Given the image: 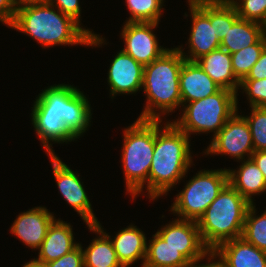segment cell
<instances>
[{
  "label": "cell",
  "instance_id": "6da1fadb",
  "mask_svg": "<svg viewBox=\"0 0 266 267\" xmlns=\"http://www.w3.org/2000/svg\"><path fill=\"white\" fill-rule=\"evenodd\" d=\"M8 27L35 39L42 49L60 45L93 48L107 44L101 35L84 28L49 3L17 6L15 17Z\"/></svg>",
  "mask_w": 266,
  "mask_h": 267
},
{
  "label": "cell",
  "instance_id": "7a4b0ae2",
  "mask_svg": "<svg viewBox=\"0 0 266 267\" xmlns=\"http://www.w3.org/2000/svg\"><path fill=\"white\" fill-rule=\"evenodd\" d=\"M155 120V147L148 178V198L167 195L193 164L190 137L172 121Z\"/></svg>",
  "mask_w": 266,
  "mask_h": 267
},
{
  "label": "cell",
  "instance_id": "3957f363",
  "mask_svg": "<svg viewBox=\"0 0 266 267\" xmlns=\"http://www.w3.org/2000/svg\"><path fill=\"white\" fill-rule=\"evenodd\" d=\"M185 60L176 46L144 66L142 92L146 104L138 119L163 121V116L182 106L179 76Z\"/></svg>",
  "mask_w": 266,
  "mask_h": 267
},
{
  "label": "cell",
  "instance_id": "277c9868",
  "mask_svg": "<svg viewBox=\"0 0 266 267\" xmlns=\"http://www.w3.org/2000/svg\"><path fill=\"white\" fill-rule=\"evenodd\" d=\"M250 205L228 183L197 222L204 245L215 250L225 241L240 238Z\"/></svg>",
  "mask_w": 266,
  "mask_h": 267
},
{
  "label": "cell",
  "instance_id": "5b68a950",
  "mask_svg": "<svg viewBox=\"0 0 266 267\" xmlns=\"http://www.w3.org/2000/svg\"><path fill=\"white\" fill-rule=\"evenodd\" d=\"M122 134L121 163L126 193L132 200L145 192L148 197V178L155 147V120L137 118L124 128Z\"/></svg>",
  "mask_w": 266,
  "mask_h": 267
},
{
  "label": "cell",
  "instance_id": "8992f818",
  "mask_svg": "<svg viewBox=\"0 0 266 267\" xmlns=\"http://www.w3.org/2000/svg\"><path fill=\"white\" fill-rule=\"evenodd\" d=\"M31 113L59 116L68 131L79 139L91 126V104L84 92L71 84H54L41 90Z\"/></svg>",
  "mask_w": 266,
  "mask_h": 267
},
{
  "label": "cell",
  "instance_id": "52a82bcc",
  "mask_svg": "<svg viewBox=\"0 0 266 267\" xmlns=\"http://www.w3.org/2000/svg\"><path fill=\"white\" fill-rule=\"evenodd\" d=\"M183 107V108H182ZM181 107L178 119L171 120L189 137L192 134L214 133L215 137L227 120L237 111V94L221 88L213 95Z\"/></svg>",
  "mask_w": 266,
  "mask_h": 267
},
{
  "label": "cell",
  "instance_id": "ba28073f",
  "mask_svg": "<svg viewBox=\"0 0 266 267\" xmlns=\"http://www.w3.org/2000/svg\"><path fill=\"white\" fill-rule=\"evenodd\" d=\"M176 194L170 210L177 218L198 222L209 205L229 183L227 168L197 171Z\"/></svg>",
  "mask_w": 266,
  "mask_h": 267
},
{
  "label": "cell",
  "instance_id": "9c48e42d",
  "mask_svg": "<svg viewBox=\"0 0 266 267\" xmlns=\"http://www.w3.org/2000/svg\"><path fill=\"white\" fill-rule=\"evenodd\" d=\"M237 110L212 137L204 155H228L237 162L249 159L254 152L252 136L246 119ZM247 155V156H246Z\"/></svg>",
  "mask_w": 266,
  "mask_h": 267
},
{
  "label": "cell",
  "instance_id": "30bf717a",
  "mask_svg": "<svg viewBox=\"0 0 266 267\" xmlns=\"http://www.w3.org/2000/svg\"><path fill=\"white\" fill-rule=\"evenodd\" d=\"M191 16V31L188 38V53L182 45L177 49L188 61H196L203 55L220 48V40L214 30V23H210V0L188 1Z\"/></svg>",
  "mask_w": 266,
  "mask_h": 267
},
{
  "label": "cell",
  "instance_id": "8fae6325",
  "mask_svg": "<svg viewBox=\"0 0 266 267\" xmlns=\"http://www.w3.org/2000/svg\"><path fill=\"white\" fill-rule=\"evenodd\" d=\"M47 156L50 158L52 173L61 196L77 212L86 226L97 224L99 221L78 172H74L57 154Z\"/></svg>",
  "mask_w": 266,
  "mask_h": 267
},
{
  "label": "cell",
  "instance_id": "7c38bea8",
  "mask_svg": "<svg viewBox=\"0 0 266 267\" xmlns=\"http://www.w3.org/2000/svg\"><path fill=\"white\" fill-rule=\"evenodd\" d=\"M160 23L154 22H125L120 36L125 51L143 66L150 64L169 48L160 46L159 40L153 32Z\"/></svg>",
  "mask_w": 266,
  "mask_h": 267
},
{
  "label": "cell",
  "instance_id": "4fadbf2b",
  "mask_svg": "<svg viewBox=\"0 0 266 267\" xmlns=\"http://www.w3.org/2000/svg\"><path fill=\"white\" fill-rule=\"evenodd\" d=\"M157 233L191 263L203 258L209 251L201 239L198 223L195 221L175 218L165 226L162 225Z\"/></svg>",
  "mask_w": 266,
  "mask_h": 267
},
{
  "label": "cell",
  "instance_id": "5bb4252c",
  "mask_svg": "<svg viewBox=\"0 0 266 267\" xmlns=\"http://www.w3.org/2000/svg\"><path fill=\"white\" fill-rule=\"evenodd\" d=\"M144 66L122 49L117 52L108 69L110 97L135 94L142 90Z\"/></svg>",
  "mask_w": 266,
  "mask_h": 267
},
{
  "label": "cell",
  "instance_id": "9a60e30c",
  "mask_svg": "<svg viewBox=\"0 0 266 267\" xmlns=\"http://www.w3.org/2000/svg\"><path fill=\"white\" fill-rule=\"evenodd\" d=\"M55 219V215L46 207H34L19 213L9 231L24 245L38 250L46 237L49 226Z\"/></svg>",
  "mask_w": 266,
  "mask_h": 267
},
{
  "label": "cell",
  "instance_id": "2e32d148",
  "mask_svg": "<svg viewBox=\"0 0 266 267\" xmlns=\"http://www.w3.org/2000/svg\"><path fill=\"white\" fill-rule=\"evenodd\" d=\"M96 225L110 238L118 260L123 267H130L139 260H142L141 267H143L147 247L144 231L132 223L126 228L120 229L113 237L103 229L100 222Z\"/></svg>",
  "mask_w": 266,
  "mask_h": 267
},
{
  "label": "cell",
  "instance_id": "e0dca14e",
  "mask_svg": "<svg viewBox=\"0 0 266 267\" xmlns=\"http://www.w3.org/2000/svg\"><path fill=\"white\" fill-rule=\"evenodd\" d=\"M179 85L182 106L213 95L221 89L196 61L188 60L181 67Z\"/></svg>",
  "mask_w": 266,
  "mask_h": 267
},
{
  "label": "cell",
  "instance_id": "ac0fdd59",
  "mask_svg": "<svg viewBox=\"0 0 266 267\" xmlns=\"http://www.w3.org/2000/svg\"><path fill=\"white\" fill-rule=\"evenodd\" d=\"M72 229L67 221L55 219L49 226L46 237L38 249V258L35 259L45 264L75 249L79 242H75Z\"/></svg>",
  "mask_w": 266,
  "mask_h": 267
},
{
  "label": "cell",
  "instance_id": "d6986e66",
  "mask_svg": "<svg viewBox=\"0 0 266 267\" xmlns=\"http://www.w3.org/2000/svg\"><path fill=\"white\" fill-rule=\"evenodd\" d=\"M214 251L227 267H266V252L242 237L225 241Z\"/></svg>",
  "mask_w": 266,
  "mask_h": 267
},
{
  "label": "cell",
  "instance_id": "ffe728a7",
  "mask_svg": "<svg viewBox=\"0 0 266 267\" xmlns=\"http://www.w3.org/2000/svg\"><path fill=\"white\" fill-rule=\"evenodd\" d=\"M196 62L221 88L231 90L237 94L238 110L240 81L233 73L231 54L223 48H218L209 54L203 55Z\"/></svg>",
  "mask_w": 266,
  "mask_h": 267
},
{
  "label": "cell",
  "instance_id": "44dd1931",
  "mask_svg": "<svg viewBox=\"0 0 266 267\" xmlns=\"http://www.w3.org/2000/svg\"><path fill=\"white\" fill-rule=\"evenodd\" d=\"M240 162L241 165L237 167L238 169H227L229 183L250 204H255L252 196L261 195L266 192V179L251 158Z\"/></svg>",
  "mask_w": 266,
  "mask_h": 267
},
{
  "label": "cell",
  "instance_id": "7402d4cb",
  "mask_svg": "<svg viewBox=\"0 0 266 267\" xmlns=\"http://www.w3.org/2000/svg\"><path fill=\"white\" fill-rule=\"evenodd\" d=\"M31 122L47 155L55 154L52 147L53 143L67 144L76 141L59 116L47 115V113H31Z\"/></svg>",
  "mask_w": 266,
  "mask_h": 267
},
{
  "label": "cell",
  "instance_id": "603a6c76",
  "mask_svg": "<svg viewBox=\"0 0 266 267\" xmlns=\"http://www.w3.org/2000/svg\"><path fill=\"white\" fill-rule=\"evenodd\" d=\"M87 228L99 235L91 240L83 249L84 267H123L118 260L110 238L95 224L87 225Z\"/></svg>",
  "mask_w": 266,
  "mask_h": 267
},
{
  "label": "cell",
  "instance_id": "cb8c5ba5",
  "mask_svg": "<svg viewBox=\"0 0 266 267\" xmlns=\"http://www.w3.org/2000/svg\"><path fill=\"white\" fill-rule=\"evenodd\" d=\"M152 236V239L147 241L143 267H189L191 265L182 253L170 246L157 232Z\"/></svg>",
  "mask_w": 266,
  "mask_h": 267
},
{
  "label": "cell",
  "instance_id": "d4e9b609",
  "mask_svg": "<svg viewBox=\"0 0 266 267\" xmlns=\"http://www.w3.org/2000/svg\"><path fill=\"white\" fill-rule=\"evenodd\" d=\"M260 38L261 23L238 17L221 40L220 48L233 54L247 46L255 44Z\"/></svg>",
  "mask_w": 266,
  "mask_h": 267
},
{
  "label": "cell",
  "instance_id": "484cf974",
  "mask_svg": "<svg viewBox=\"0 0 266 267\" xmlns=\"http://www.w3.org/2000/svg\"><path fill=\"white\" fill-rule=\"evenodd\" d=\"M256 206L251 204L243 225L242 238L266 252V210L256 215Z\"/></svg>",
  "mask_w": 266,
  "mask_h": 267
},
{
  "label": "cell",
  "instance_id": "4316f807",
  "mask_svg": "<svg viewBox=\"0 0 266 267\" xmlns=\"http://www.w3.org/2000/svg\"><path fill=\"white\" fill-rule=\"evenodd\" d=\"M130 17L126 22L159 23L163 16L164 0H125Z\"/></svg>",
  "mask_w": 266,
  "mask_h": 267
},
{
  "label": "cell",
  "instance_id": "83f0119b",
  "mask_svg": "<svg viewBox=\"0 0 266 267\" xmlns=\"http://www.w3.org/2000/svg\"><path fill=\"white\" fill-rule=\"evenodd\" d=\"M238 17L236 9L228 0H210V23H214L220 41Z\"/></svg>",
  "mask_w": 266,
  "mask_h": 267
},
{
  "label": "cell",
  "instance_id": "f1b7e54d",
  "mask_svg": "<svg viewBox=\"0 0 266 267\" xmlns=\"http://www.w3.org/2000/svg\"><path fill=\"white\" fill-rule=\"evenodd\" d=\"M265 45L262 37L255 43L231 54L233 73L241 82L247 77L252 66L258 61Z\"/></svg>",
  "mask_w": 266,
  "mask_h": 267
},
{
  "label": "cell",
  "instance_id": "f546056e",
  "mask_svg": "<svg viewBox=\"0 0 266 267\" xmlns=\"http://www.w3.org/2000/svg\"><path fill=\"white\" fill-rule=\"evenodd\" d=\"M251 113L242 115L250 128L254 151L266 150V107H251Z\"/></svg>",
  "mask_w": 266,
  "mask_h": 267
},
{
  "label": "cell",
  "instance_id": "4dcf8cb0",
  "mask_svg": "<svg viewBox=\"0 0 266 267\" xmlns=\"http://www.w3.org/2000/svg\"><path fill=\"white\" fill-rule=\"evenodd\" d=\"M236 9L237 15L258 23L266 21V0H228Z\"/></svg>",
  "mask_w": 266,
  "mask_h": 267
},
{
  "label": "cell",
  "instance_id": "1f68e13d",
  "mask_svg": "<svg viewBox=\"0 0 266 267\" xmlns=\"http://www.w3.org/2000/svg\"><path fill=\"white\" fill-rule=\"evenodd\" d=\"M245 93L250 107H266V78L243 79L239 90Z\"/></svg>",
  "mask_w": 266,
  "mask_h": 267
},
{
  "label": "cell",
  "instance_id": "d6a6232c",
  "mask_svg": "<svg viewBox=\"0 0 266 267\" xmlns=\"http://www.w3.org/2000/svg\"><path fill=\"white\" fill-rule=\"evenodd\" d=\"M46 267H84L83 251L79 244L57 260L45 263Z\"/></svg>",
  "mask_w": 266,
  "mask_h": 267
},
{
  "label": "cell",
  "instance_id": "836d02e7",
  "mask_svg": "<svg viewBox=\"0 0 266 267\" xmlns=\"http://www.w3.org/2000/svg\"><path fill=\"white\" fill-rule=\"evenodd\" d=\"M80 0H49L48 3L58 8L63 14L72 17L81 26V6Z\"/></svg>",
  "mask_w": 266,
  "mask_h": 267
},
{
  "label": "cell",
  "instance_id": "e575fe53",
  "mask_svg": "<svg viewBox=\"0 0 266 267\" xmlns=\"http://www.w3.org/2000/svg\"><path fill=\"white\" fill-rule=\"evenodd\" d=\"M17 10V4L14 0H0V22L9 26Z\"/></svg>",
  "mask_w": 266,
  "mask_h": 267
},
{
  "label": "cell",
  "instance_id": "d590c367",
  "mask_svg": "<svg viewBox=\"0 0 266 267\" xmlns=\"http://www.w3.org/2000/svg\"><path fill=\"white\" fill-rule=\"evenodd\" d=\"M266 78V47L260 55L258 61L252 66L251 71L244 79H264Z\"/></svg>",
  "mask_w": 266,
  "mask_h": 267
},
{
  "label": "cell",
  "instance_id": "8d00e7d4",
  "mask_svg": "<svg viewBox=\"0 0 266 267\" xmlns=\"http://www.w3.org/2000/svg\"><path fill=\"white\" fill-rule=\"evenodd\" d=\"M203 259L205 261L208 260L206 261L207 262L206 264L199 263V262H202ZM189 267H227V266L225 262L216 254L214 250H209L208 253L203 258H200L196 260L195 262L191 263Z\"/></svg>",
  "mask_w": 266,
  "mask_h": 267
},
{
  "label": "cell",
  "instance_id": "74e56055",
  "mask_svg": "<svg viewBox=\"0 0 266 267\" xmlns=\"http://www.w3.org/2000/svg\"><path fill=\"white\" fill-rule=\"evenodd\" d=\"M258 168L262 171L266 179V150L265 151H254L250 157Z\"/></svg>",
  "mask_w": 266,
  "mask_h": 267
},
{
  "label": "cell",
  "instance_id": "f35d334b",
  "mask_svg": "<svg viewBox=\"0 0 266 267\" xmlns=\"http://www.w3.org/2000/svg\"><path fill=\"white\" fill-rule=\"evenodd\" d=\"M22 267H46V265L42 262L37 261L35 258L30 260L27 263H24Z\"/></svg>",
  "mask_w": 266,
  "mask_h": 267
},
{
  "label": "cell",
  "instance_id": "ab89813d",
  "mask_svg": "<svg viewBox=\"0 0 266 267\" xmlns=\"http://www.w3.org/2000/svg\"><path fill=\"white\" fill-rule=\"evenodd\" d=\"M261 37L263 39V43L266 47V21L261 23Z\"/></svg>",
  "mask_w": 266,
  "mask_h": 267
},
{
  "label": "cell",
  "instance_id": "60d3db41",
  "mask_svg": "<svg viewBox=\"0 0 266 267\" xmlns=\"http://www.w3.org/2000/svg\"><path fill=\"white\" fill-rule=\"evenodd\" d=\"M49 0H21V6L32 3H48Z\"/></svg>",
  "mask_w": 266,
  "mask_h": 267
},
{
  "label": "cell",
  "instance_id": "b9f144b4",
  "mask_svg": "<svg viewBox=\"0 0 266 267\" xmlns=\"http://www.w3.org/2000/svg\"><path fill=\"white\" fill-rule=\"evenodd\" d=\"M17 4V6H21V0H14Z\"/></svg>",
  "mask_w": 266,
  "mask_h": 267
}]
</instances>
